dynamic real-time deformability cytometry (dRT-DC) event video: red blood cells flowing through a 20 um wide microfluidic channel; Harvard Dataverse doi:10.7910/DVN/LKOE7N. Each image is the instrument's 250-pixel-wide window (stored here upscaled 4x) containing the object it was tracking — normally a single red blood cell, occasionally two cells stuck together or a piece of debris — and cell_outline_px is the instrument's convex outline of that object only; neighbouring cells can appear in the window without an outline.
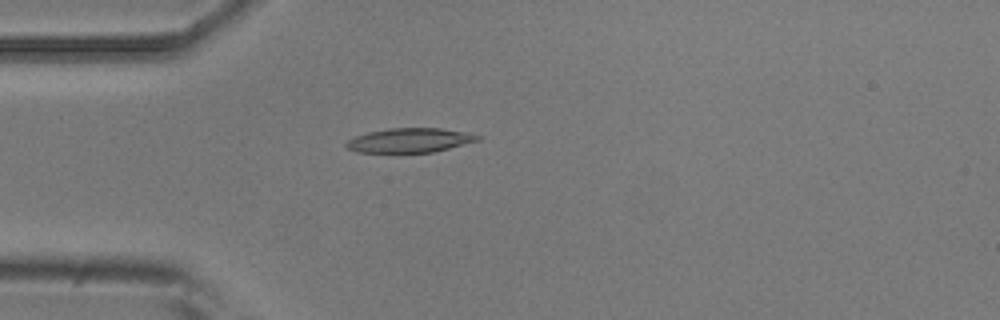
{"species": "common noctule bat (a hibernating species)", "species_latin": "Nyctalus noctula", "temperature_condition": "room temperature", "stored_images_in_passage": 51, "camera_frame_rate_fps": 3000, "um_per_image_px": 0.085, "animal": {"sex": "male", "body_mass_g": 20.5, "forearm_length_mm": 52.5}, "frame": {"image": 1, "passage_image": 14, "time_ms": 4.333, "image_size_px": [1000, 320], "cell_outline_px": [[480, 140], [432, 152], [356, 152], [348, 148], [344, 144], [348, 140], [356, 136], [368, 132], [388, 128], [440, 128], [464, 132], [480, 136]], "centroid_in_image_um": [34.8, 11.92], "position_along_channel_um": 50.2, "area_um2": 18.38}}
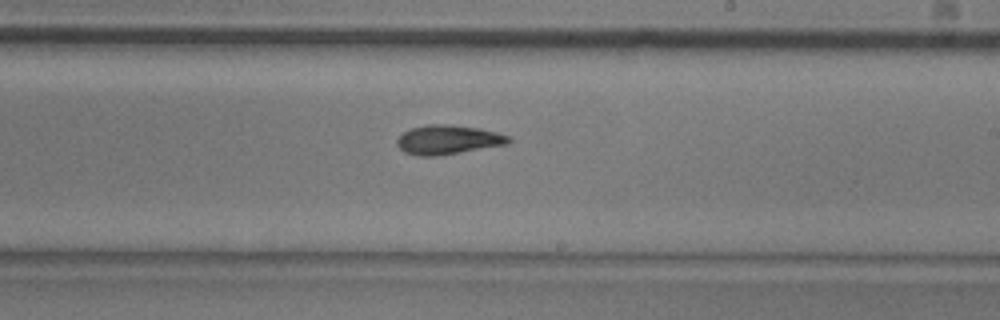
{"frame": {"image": 2, "passage_image": 30, "time_ms": 9.667, "image_size_px": [1000, 320], "cell_outline_px": [[512, 140], [508, 144], [436, 156], [416, 156], [404, 152], [396, 144], [396, 140], [404, 132], [412, 128], [428, 124], [448, 124], [480, 128], [496, 132], [508, 136]], "centroid_in_image_um": [38.07, 11.88], "position_along_channel_um": 250.9, "area_um2": 18.96}}
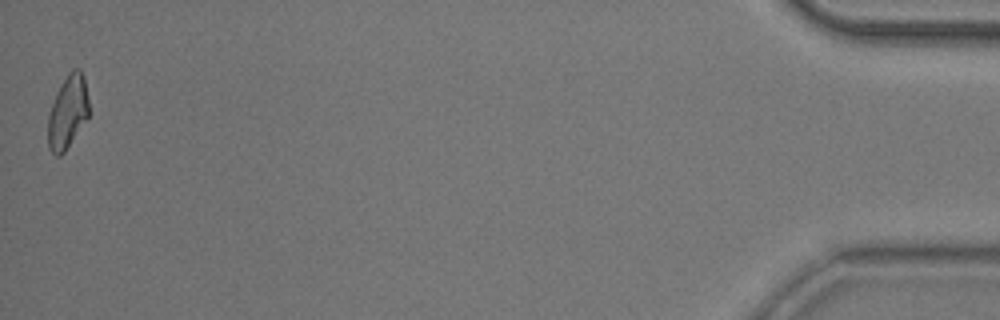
{"frame": {"image": 3, "passage_image": 51, "time_ms": 16.667, "image_size_px": [1000, 320], "cell_outline_px": [[88, 116], [64, 152], [60, 156], [56, 156], [48, 148], [48, 116], [56, 92], [60, 84], [68, 72], [72, 68], [80, 68], [84, 76], [88, 100]], "centroid_in_image_um": [5.74, 9.48], "position_along_channel_um": 429.5, "area_um2": 17.34}, "authors_computed_cell_mechanics": {"area_um2": 18.4382, "velocity_mm_per_s": 3.9292, "shape_relaxation_time_tau1_ms": 6.8802, "shape_relaxation_time_tau2_ms": 4.6066, "deformation_change_tau1": 0.1858, "deformation_change_tau2": 0.1131}}